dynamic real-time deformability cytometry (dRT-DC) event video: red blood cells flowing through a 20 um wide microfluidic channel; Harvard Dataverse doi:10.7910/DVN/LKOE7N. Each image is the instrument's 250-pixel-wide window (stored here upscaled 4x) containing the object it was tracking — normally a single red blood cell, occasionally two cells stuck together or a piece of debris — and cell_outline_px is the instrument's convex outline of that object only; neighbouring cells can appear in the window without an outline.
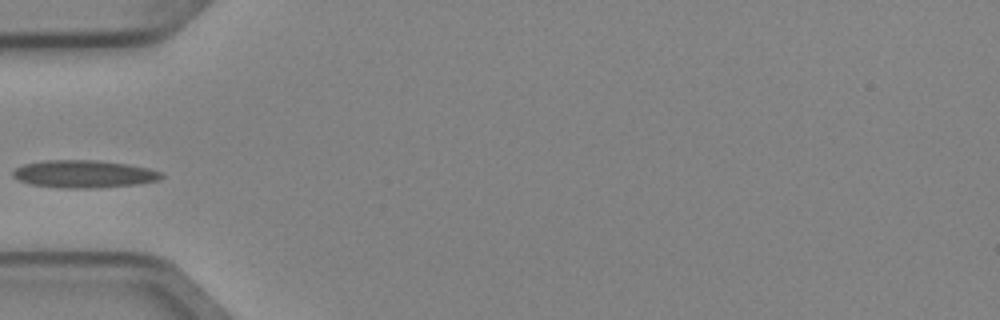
{"species": "Egyptian fruit bat (a non-hibernating species)", "species_latin": "Rousettus aegyptiacus", "temperature_condition": "cold", "stored_images_in_passage": 7, "camera_frame_rate_fps": 3000, "um_per_image_px": 0.085, "animal": {"sex": "female"}, "frame": {"image": 1, "passage_image": 6, "time_ms": 1.667, "image_size_px": [1000, 320], "cell_outline_px": [[164, 176], [160, 180], [140, 184], [96, 188], [60, 188], [32, 184], [20, 180], [12, 176], [12, 172], [16, 168], [24, 164], [44, 160], [92, 160], [124, 164], [148, 168], [160, 172]], "centroid_in_image_um": [7.14, 14.8], "position_along_channel_um": 77.9, "area_um2": 23.76}}
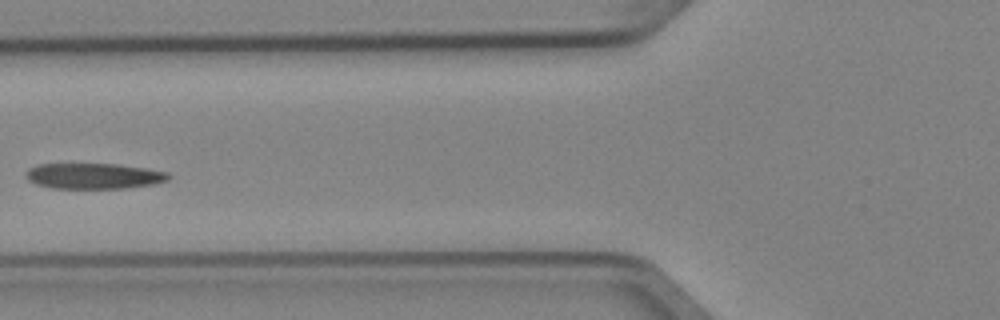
{"frame": {"image": 2, "passage_image": 7, "time_ms": 2.0, "image_size_px": [1000, 320], "cell_outline_px": [[172, 176], [168, 180], [152, 184], [128, 188], [48, 188], [36, 184], [28, 180], [24, 176], [24, 172], [28, 168], [40, 164], [116, 164], [148, 168], [168, 172]], "centroid_in_image_um": [7.96, 14.96], "position_along_channel_um": 117.8, "area_um2": 21.56}}